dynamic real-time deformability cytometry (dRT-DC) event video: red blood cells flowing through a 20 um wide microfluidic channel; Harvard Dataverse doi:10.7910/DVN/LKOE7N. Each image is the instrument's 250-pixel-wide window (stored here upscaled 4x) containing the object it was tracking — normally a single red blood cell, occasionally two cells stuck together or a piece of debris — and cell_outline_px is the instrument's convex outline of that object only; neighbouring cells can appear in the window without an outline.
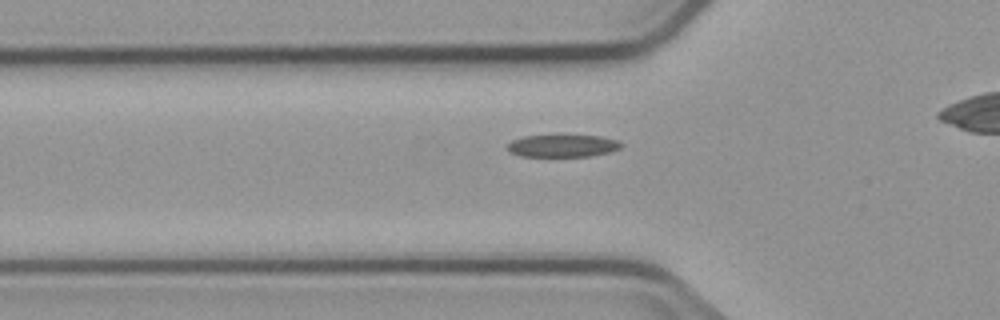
{"species": "common noctule bat (a hibernating species)", "species_latin": "Nyctalus noctula", "temperature_condition": "cold", "stored_images_in_passage": 3, "segment_of_instrument_passage": [2, 2], "camera_frame_rate_fps": 3000, "um_per_image_px": 0.085, "animal": {"sex": "male", "body_mass_g": 23.1, "forearm_length_mm": 52.7}, "frame": {"image": 1, "passage_image": 3, "time_ms": 2.333, "image_size_px": [1000, 320], "cell_outline_px": [[624, 144], [620, 148], [612, 152], [592, 156], [520, 156], [508, 152], [508, 144], [512, 140], [524, 136], [600, 136], [620, 140]], "centroid_in_image_um": [47.88, 12.4], "position_along_channel_um": 77.9, "area_um2": 14.85}}